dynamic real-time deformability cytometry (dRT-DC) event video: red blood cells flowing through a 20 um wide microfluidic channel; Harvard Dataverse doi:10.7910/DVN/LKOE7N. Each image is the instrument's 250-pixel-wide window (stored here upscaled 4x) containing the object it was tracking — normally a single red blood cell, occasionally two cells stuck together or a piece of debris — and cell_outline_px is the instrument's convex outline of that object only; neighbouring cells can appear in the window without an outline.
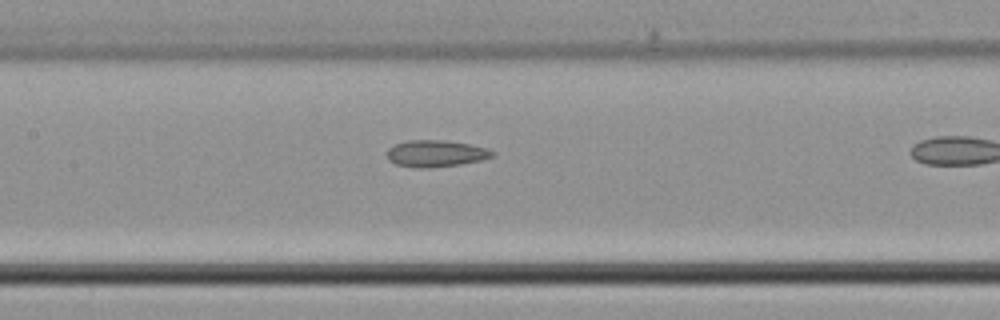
{"species": "common noctule bat (a hibernating species)", "species_latin": "Nyctalus noctula", "temperature_condition": "cold", "stored_images_in_passage": 19, "camera_frame_rate_fps": 3000, "um_per_image_px": 0.085, "animal": {"sex": "male", "body_mass_g": 21.5, "forearm_length_mm": 52.0}, "frame": {"image": 1, "passage_image": 16, "time_ms": 5.0, "image_size_px": [1000, 320], "cell_outline_px": [[496, 152], [492, 156], [480, 160], [460, 164], [424, 168], [416, 168], [396, 164], [388, 160], [388, 148], [396, 144], [408, 140], [444, 140], [468, 144], [484, 148]], "centroid_in_image_um": [37.01, 13.05], "position_along_channel_um": 170.4, "area_um2": 16.13}}